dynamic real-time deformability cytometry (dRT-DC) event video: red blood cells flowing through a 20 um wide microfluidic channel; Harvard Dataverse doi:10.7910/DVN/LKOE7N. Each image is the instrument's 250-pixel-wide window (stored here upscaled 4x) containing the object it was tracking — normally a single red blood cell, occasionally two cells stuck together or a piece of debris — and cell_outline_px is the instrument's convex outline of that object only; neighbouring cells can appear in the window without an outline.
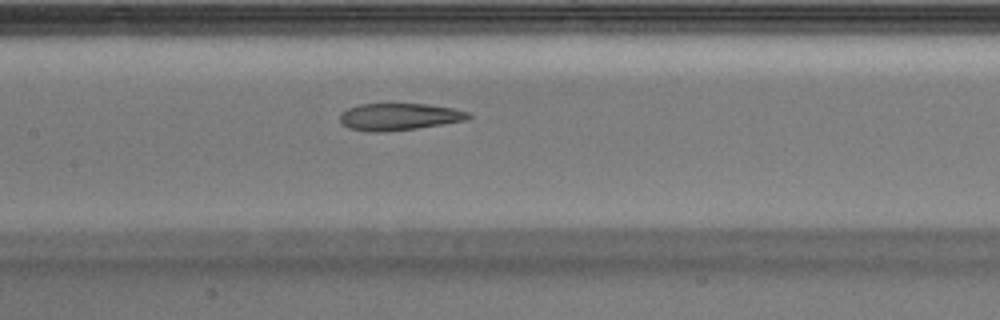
{"species": "Egyptian fruit bat (a non-hibernating species)", "species_latin": "Rousettus aegyptiacus", "temperature_condition": "warm", "stored_images_in_passage": 28, "camera_frame_rate_fps": 3000, "um_per_image_px": 0.085, "animal": {"sex": "male"}, "frame": {"image": 1, "passage_image": 9, "time_ms": 2.667, "image_size_px": [1000, 320], "cell_outline_px": [[472, 116], [468, 120], [416, 128], [384, 132], [368, 132], [348, 128], [340, 120], [340, 116], [348, 108], [360, 104], [428, 104], [456, 108], [468, 112]], "centroid_in_image_um": [33.97, 9.92], "position_along_channel_um": 173.4, "area_um2": 20.23}}
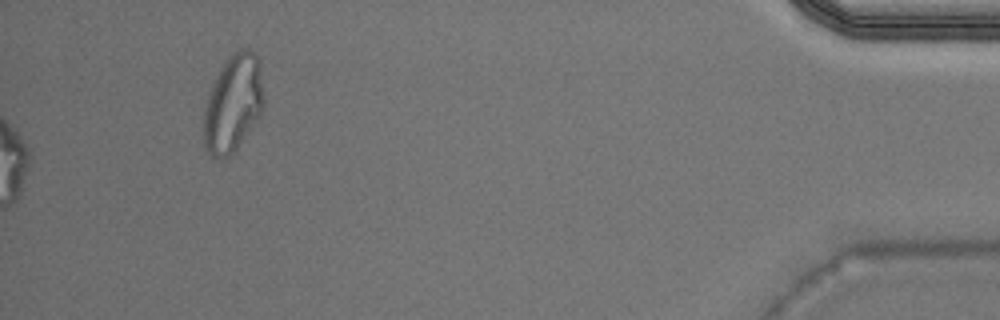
{"frame": {"image": 2, "passage_image": 28, "time_ms": 9.0, "image_size_px": [1000, 320], "cell_outline_px": [[264, 108], [236, 148], [224, 160], [220, 160], [212, 156], [208, 152], [204, 144], [204, 108], [208, 92], [224, 60], [232, 52], [240, 48], [244, 48], [252, 52], [260, 60], [264, 100]], "centroid_in_image_um": [19.8, 8.76], "position_along_channel_um": 415.4, "area_um2": 34.1}}